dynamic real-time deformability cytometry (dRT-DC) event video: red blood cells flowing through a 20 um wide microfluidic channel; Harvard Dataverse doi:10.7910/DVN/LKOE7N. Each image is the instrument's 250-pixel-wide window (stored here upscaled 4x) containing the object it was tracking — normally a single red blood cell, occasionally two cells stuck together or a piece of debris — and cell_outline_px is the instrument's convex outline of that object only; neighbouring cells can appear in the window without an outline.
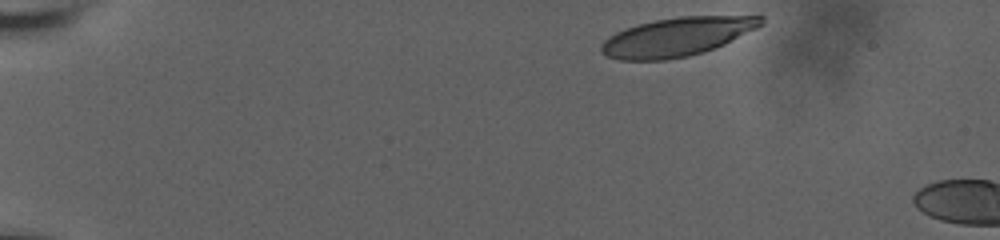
{"species": "human", "species_latin": "Homo sapiens", "temperature_condition": "room temperature", "stored_images_in_passage": 5, "camera_frame_rate_fps": 3000, "um_per_image_px": 0.085, "donor": {"sex": "male"}, "frame": {"image": 1, "passage_image": 1, "time_ms": 0.0, "image_size_px": [1000, 240], "cell_outline_px": [[764, 24], [724, 44], [704, 52], [688, 56], [664, 60], [620, 60], [604, 56], [600, 52], [600, 44], [608, 36], [624, 28], [636, 24], [656, 20], [680, 16], [764, 16]], "centroid_in_image_um": [57.49, 3.13], "position_along_channel_um": 27.5, "area_um2": 36.13}}